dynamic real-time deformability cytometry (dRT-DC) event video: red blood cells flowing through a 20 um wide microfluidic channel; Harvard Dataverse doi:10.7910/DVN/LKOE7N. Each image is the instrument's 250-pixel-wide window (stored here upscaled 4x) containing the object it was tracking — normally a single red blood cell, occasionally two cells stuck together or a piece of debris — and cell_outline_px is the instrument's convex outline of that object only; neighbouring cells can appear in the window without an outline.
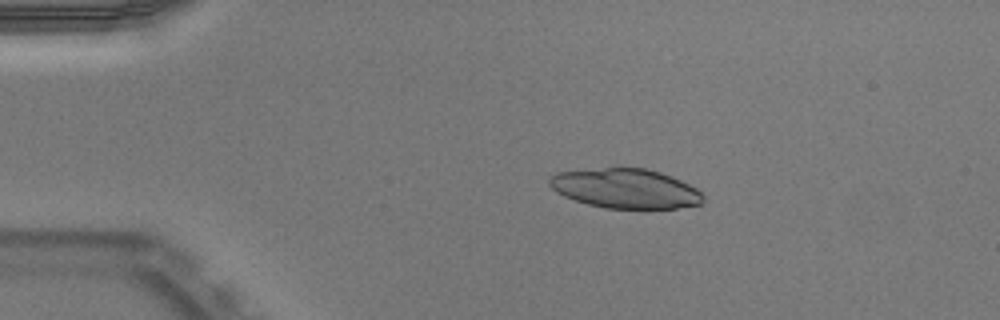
{"species": "Egyptian fruit bat (a non-hibernating species)", "species_latin": "Rousettus aegyptiacus", "temperature_condition": "warm", "stored_images_in_passage": 42, "camera_frame_rate_fps": 3000, "um_per_image_px": 0.085, "animal": {"sex": "male"}, "frame": {"image": 1, "passage_image": 1, "time_ms": 0.0, "image_size_px": [1000, 320], "cell_outline_px": [[704, 200], [700, 204], [676, 208], [604, 208], [588, 204], [564, 196], [556, 192], [548, 184], [548, 176], [556, 172], [620, 164], [644, 168], [660, 172], [680, 180], [696, 188], [704, 196]], "centroid_in_image_um": [53.1, 15.97], "position_along_channel_um": 31.9, "area_um2": 36.36}}